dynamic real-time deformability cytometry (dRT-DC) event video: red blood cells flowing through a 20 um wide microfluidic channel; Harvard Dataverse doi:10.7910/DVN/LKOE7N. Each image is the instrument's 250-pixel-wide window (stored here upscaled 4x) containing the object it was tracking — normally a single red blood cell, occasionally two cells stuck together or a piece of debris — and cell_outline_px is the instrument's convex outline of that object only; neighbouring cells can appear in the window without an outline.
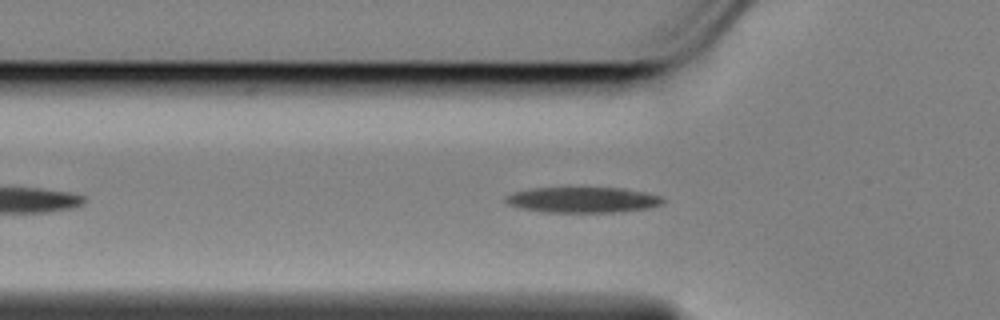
{"species": "Egyptian fruit bat (a non-hibernating species)", "species_latin": "Rousettus aegyptiacus", "temperature_condition": "cold", "stored_images_in_passage": 31, "camera_frame_rate_fps": 3000, "um_per_image_px": 0.085, "animal": {"sex": "female"}, "frame": {"image": 1, "passage_image": 7, "time_ms": 2.0, "image_size_px": [1000, 320], "cell_outline_px": [[664, 204], [648, 208], [616, 212], [544, 212], [516, 208], [508, 204], [504, 200], [504, 196], [512, 192], [532, 188], [624, 188], [644, 192], [660, 196], [664, 200]], "centroid_in_image_um": [49.48, 16.99], "position_along_channel_um": 76.3, "area_um2": 23.64}}
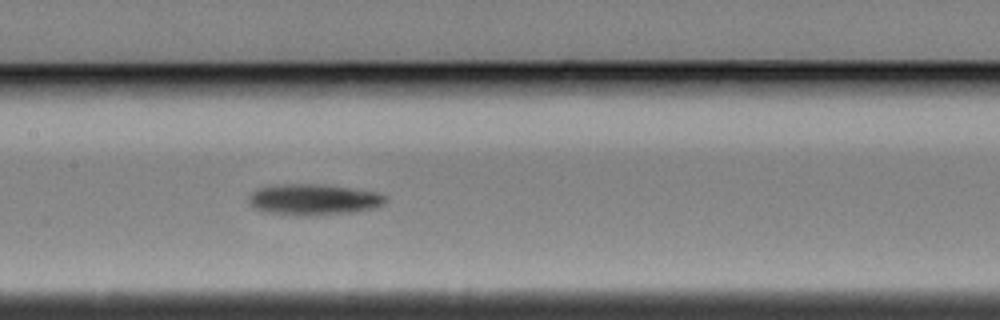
{"frame": {"image": 2, "passage_image": 16, "time_ms": 5.0, "image_size_px": [1000, 320], "cell_outline_px": [[388, 200], [384, 204], [372, 208], [352, 212], [300, 216], [296, 216], [264, 212], [252, 208], [248, 204], [248, 196], [252, 192], [260, 188], [288, 184], [312, 184], [348, 188], [376, 192], [388, 196]], "centroid_in_image_um": [26.62, 16.98], "position_along_channel_um": 180.8, "area_um2": 24.57}}
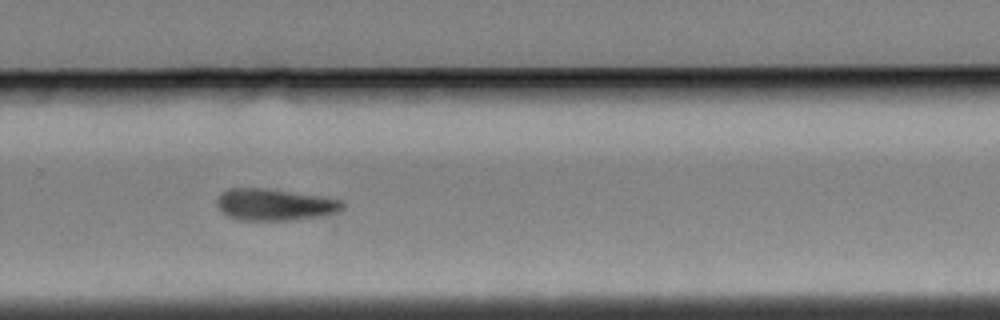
{"frame": {"image": 3, "passage_image": 27, "time_ms": 8.667, "image_size_px": [1000, 320], "cell_outline_px": [[344, 208], [336, 212], [320, 216], [292, 220], [240, 220], [228, 216], [220, 212], [216, 204], [216, 200], [220, 192], [232, 188], [264, 188], [324, 196], [340, 200], [344, 204]], "centroid_in_image_um": [23.31, 17.39], "position_along_channel_um": 306.5, "area_um2": 23.35}}